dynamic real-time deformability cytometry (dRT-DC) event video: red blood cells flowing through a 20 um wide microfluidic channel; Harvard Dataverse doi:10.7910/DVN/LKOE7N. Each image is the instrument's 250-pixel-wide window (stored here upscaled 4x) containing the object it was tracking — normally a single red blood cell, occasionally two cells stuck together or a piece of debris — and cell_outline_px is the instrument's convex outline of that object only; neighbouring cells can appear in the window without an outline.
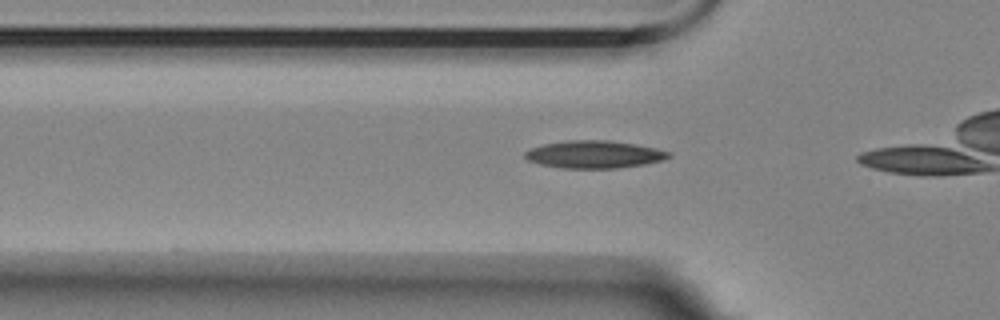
{"species": "Egyptian fruit bat (a non-hibernating species)", "species_latin": "Rousettus aegyptiacus", "temperature_condition": "room temperature", "stored_images_in_passage": 8, "camera_frame_rate_fps": 3000, "um_per_image_px": 0.085, "animal": {"sex": "female"}, "frame": {"image": 1, "passage_image": 5, "time_ms": 1.333, "image_size_px": [1000, 320], "cell_outline_px": [[672, 156], [660, 160], [644, 164], [616, 168], [560, 168], [540, 164], [528, 160], [524, 156], [524, 152], [532, 148], [544, 144], [568, 140], [608, 140], [656, 148], [672, 152]], "centroid_in_image_um": [50.5, 13.12], "position_along_channel_um": 75.3, "area_um2": 22.89}}